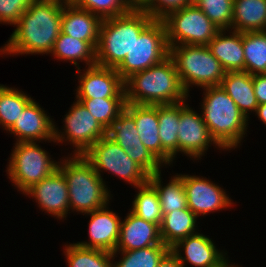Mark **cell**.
Instances as JSON below:
<instances>
[{
	"instance_id": "obj_5",
	"label": "cell",
	"mask_w": 266,
	"mask_h": 267,
	"mask_svg": "<svg viewBox=\"0 0 266 267\" xmlns=\"http://www.w3.org/2000/svg\"><path fill=\"white\" fill-rule=\"evenodd\" d=\"M68 158L59 162L58 169L68 184L70 209L86 214L107 206L110 193L103 178L83 155Z\"/></svg>"
},
{
	"instance_id": "obj_26",
	"label": "cell",
	"mask_w": 266,
	"mask_h": 267,
	"mask_svg": "<svg viewBox=\"0 0 266 267\" xmlns=\"http://www.w3.org/2000/svg\"><path fill=\"white\" fill-rule=\"evenodd\" d=\"M265 25L266 0H233V31H263Z\"/></svg>"
},
{
	"instance_id": "obj_44",
	"label": "cell",
	"mask_w": 266,
	"mask_h": 267,
	"mask_svg": "<svg viewBox=\"0 0 266 267\" xmlns=\"http://www.w3.org/2000/svg\"><path fill=\"white\" fill-rule=\"evenodd\" d=\"M63 5H76L80 0H58Z\"/></svg>"
},
{
	"instance_id": "obj_35",
	"label": "cell",
	"mask_w": 266,
	"mask_h": 267,
	"mask_svg": "<svg viewBox=\"0 0 266 267\" xmlns=\"http://www.w3.org/2000/svg\"><path fill=\"white\" fill-rule=\"evenodd\" d=\"M170 249V247L161 243L131 251H114L112 253L113 257L116 256L117 252H121L123 258L117 264L116 262L112 264V267H157Z\"/></svg>"
},
{
	"instance_id": "obj_14",
	"label": "cell",
	"mask_w": 266,
	"mask_h": 267,
	"mask_svg": "<svg viewBox=\"0 0 266 267\" xmlns=\"http://www.w3.org/2000/svg\"><path fill=\"white\" fill-rule=\"evenodd\" d=\"M183 185L187 207L197 217L212 211H219V209L222 210L233 204L221 187L206 178L183 175Z\"/></svg>"
},
{
	"instance_id": "obj_22",
	"label": "cell",
	"mask_w": 266,
	"mask_h": 267,
	"mask_svg": "<svg viewBox=\"0 0 266 267\" xmlns=\"http://www.w3.org/2000/svg\"><path fill=\"white\" fill-rule=\"evenodd\" d=\"M125 109L134 117L142 143L162 164V143L158 130V105L126 103Z\"/></svg>"
},
{
	"instance_id": "obj_43",
	"label": "cell",
	"mask_w": 266,
	"mask_h": 267,
	"mask_svg": "<svg viewBox=\"0 0 266 267\" xmlns=\"http://www.w3.org/2000/svg\"><path fill=\"white\" fill-rule=\"evenodd\" d=\"M256 114L258 115V118H260V120L263 122V124L265 123L266 125V103L258 105Z\"/></svg>"
},
{
	"instance_id": "obj_27",
	"label": "cell",
	"mask_w": 266,
	"mask_h": 267,
	"mask_svg": "<svg viewBox=\"0 0 266 267\" xmlns=\"http://www.w3.org/2000/svg\"><path fill=\"white\" fill-rule=\"evenodd\" d=\"M197 216L188 207L164 214L160 225V238L163 244L172 248L179 240L194 235Z\"/></svg>"
},
{
	"instance_id": "obj_3",
	"label": "cell",
	"mask_w": 266,
	"mask_h": 267,
	"mask_svg": "<svg viewBox=\"0 0 266 267\" xmlns=\"http://www.w3.org/2000/svg\"><path fill=\"white\" fill-rule=\"evenodd\" d=\"M154 19L144 10L103 19L96 48V64L116 69L125 59L140 33Z\"/></svg>"
},
{
	"instance_id": "obj_20",
	"label": "cell",
	"mask_w": 266,
	"mask_h": 267,
	"mask_svg": "<svg viewBox=\"0 0 266 267\" xmlns=\"http://www.w3.org/2000/svg\"><path fill=\"white\" fill-rule=\"evenodd\" d=\"M160 227L130 211L121 221L119 240L115 251H131L161 244Z\"/></svg>"
},
{
	"instance_id": "obj_37",
	"label": "cell",
	"mask_w": 266,
	"mask_h": 267,
	"mask_svg": "<svg viewBox=\"0 0 266 267\" xmlns=\"http://www.w3.org/2000/svg\"><path fill=\"white\" fill-rule=\"evenodd\" d=\"M76 6L88 10L102 20L122 16L131 11L124 0H80Z\"/></svg>"
},
{
	"instance_id": "obj_33",
	"label": "cell",
	"mask_w": 266,
	"mask_h": 267,
	"mask_svg": "<svg viewBox=\"0 0 266 267\" xmlns=\"http://www.w3.org/2000/svg\"><path fill=\"white\" fill-rule=\"evenodd\" d=\"M138 188L131 212L160 227L163 214L156 189L149 182Z\"/></svg>"
},
{
	"instance_id": "obj_25",
	"label": "cell",
	"mask_w": 266,
	"mask_h": 267,
	"mask_svg": "<svg viewBox=\"0 0 266 267\" xmlns=\"http://www.w3.org/2000/svg\"><path fill=\"white\" fill-rule=\"evenodd\" d=\"M220 86L234 100L247 119L249 111L256 112L258 103L251 74L246 71L226 72Z\"/></svg>"
},
{
	"instance_id": "obj_42",
	"label": "cell",
	"mask_w": 266,
	"mask_h": 267,
	"mask_svg": "<svg viewBox=\"0 0 266 267\" xmlns=\"http://www.w3.org/2000/svg\"><path fill=\"white\" fill-rule=\"evenodd\" d=\"M124 1L131 10H144L150 3V0H124Z\"/></svg>"
},
{
	"instance_id": "obj_24",
	"label": "cell",
	"mask_w": 266,
	"mask_h": 267,
	"mask_svg": "<svg viewBox=\"0 0 266 267\" xmlns=\"http://www.w3.org/2000/svg\"><path fill=\"white\" fill-rule=\"evenodd\" d=\"M180 102L158 105V130L162 143V163L171 164L178 153Z\"/></svg>"
},
{
	"instance_id": "obj_28",
	"label": "cell",
	"mask_w": 266,
	"mask_h": 267,
	"mask_svg": "<svg viewBox=\"0 0 266 267\" xmlns=\"http://www.w3.org/2000/svg\"><path fill=\"white\" fill-rule=\"evenodd\" d=\"M161 171L149 175L148 182L156 189L161 205L162 214L187 208L186 192L183 185V175L174 176L162 187Z\"/></svg>"
},
{
	"instance_id": "obj_16",
	"label": "cell",
	"mask_w": 266,
	"mask_h": 267,
	"mask_svg": "<svg viewBox=\"0 0 266 267\" xmlns=\"http://www.w3.org/2000/svg\"><path fill=\"white\" fill-rule=\"evenodd\" d=\"M24 194L31 195L43 211L58 219H63L70 211L68 184L59 169L39 183L32 185Z\"/></svg>"
},
{
	"instance_id": "obj_8",
	"label": "cell",
	"mask_w": 266,
	"mask_h": 267,
	"mask_svg": "<svg viewBox=\"0 0 266 267\" xmlns=\"http://www.w3.org/2000/svg\"><path fill=\"white\" fill-rule=\"evenodd\" d=\"M169 56L166 28L162 20L154 19L135 39L131 51L116 68L125 82L133 74L162 62Z\"/></svg>"
},
{
	"instance_id": "obj_4",
	"label": "cell",
	"mask_w": 266,
	"mask_h": 267,
	"mask_svg": "<svg viewBox=\"0 0 266 267\" xmlns=\"http://www.w3.org/2000/svg\"><path fill=\"white\" fill-rule=\"evenodd\" d=\"M204 89L201 112L211 137L221 148L235 149L248 129L247 117L221 86Z\"/></svg>"
},
{
	"instance_id": "obj_9",
	"label": "cell",
	"mask_w": 266,
	"mask_h": 267,
	"mask_svg": "<svg viewBox=\"0 0 266 267\" xmlns=\"http://www.w3.org/2000/svg\"><path fill=\"white\" fill-rule=\"evenodd\" d=\"M36 142H16L10 156L9 179L21 192L39 183L58 169L59 162H54Z\"/></svg>"
},
{
	"instance_id": "obj_29",
	"label": "cell",
	"mask_w": 266,
	"mask_h": 267,
	"mask_svg": "<svg viewBox=\"0 0 266 267\" xmlns=\"http://www.w3.org/2000/svg\"><path fill=\"white\" fill-rule=\"evenodd\" d=\"M51 54L57 59L70 60L77 66V60L86 61V65H96V50L87 42L78 38H73L65 33L60 32L54 42Z\"/></svg>"
},
{
	"instance_id": "obj_12",
	"label": "cell",
	"mask_w": 266,
	"mask_h": 267,
	"mask_svg": "<svg viewBox=\"0 0 266 267\" xmlns=\"http://www.w3.org/2000/svg\"><path fill=\"white\" fill-rule=\"evenodd\" d=\"M107 136L126 151L149 175L160 172L162 165L139 138L134 117L124 109L107 130Z\"/></svg>"
},
{
	"instance_id": "obj_7",
	"label": "cell",
	"mask_w": 266,
	"mask_h": 267,
	"mask_svg": "<svg viewBox=\"0 0 266 267\" xmlns=\"http://www.w3.org/2000/svg\"><path fill=\"white\" fill-rule=\"evenodd\" d=\"M168 46L208 45L220 31L195 4L170 12L162 19Z\"/></svg>"
},
{
	"instance_id": "obj_34",
	"label": "cell",
	"mask_w": 266,
	"mask_h": 267,
	"mask_svg": "<svg viewBox=\"0 0 266 267\" xmlns=\"http://www.w3.org/2000/svg\"><path fill=\"white\" fill-rule=\"evenodd\" d=\"M65 255L69 267H112L111 259L114 260L111 252L85 248L77 243L65 247Z\"/></svg>"
},
{
	"instance_id": "obj_39",
	"label": "cell",
	"mask_w": 266,
	"mask_h": 267,
	"mask_svg": "<svg viewBox=\"0 0 266 267\" xmlns=\"http://www.w3.org/2000/svg\"><path fill=\"white\" fill-rule=\"evenodd\" d=\"M193 0H150L144 9L153 19L162 20L170 12L191 4Z\"/></svg>"
},
{
	"instance_id": "obj_15",
	"label": "cell",
	"mask_w": 266,
	"mask_h": 267,
	"mask_svg": "<svg viewBox=\"0 0 266 267\" xmlns=\"http://www.w3.org/2000/svg\"><path fill=\"white\" fill-rule=\"evenodd\" d=\"M83 71L76 98H126L124 81L116 69L96 64Z\"/></svg>"
},
{
	"instance_id": "obj_13",
	"label": "cell",
	"mask_w": 266,
	"mask_h": 267,
	"mask_svg": "<svg viewBox=\"0 0 266 267\" xmlns=\"http://www.w3.org/2000/svg\"><path fill=\"white\" fill-rule=\"evenodd\" d=\"M177 131L178 152L181 151L190 158H201L212 143L221 148L211 137L203 116L188 107L185 101L180 102V121Z\"/></svg>"
},
{
	"instance_id": "obj_31",
	"label": "cell",
	"mask_w": 266,
	"mask_h": 267,
	"mask_svg": "<svg viewBox=\"0 0 266 267\" xmlns=\"http://www.w3.org/2000/svg\"><path fill=\"white\" fill-rule=\"evenodd\" d=\"M32 100L24 92L0 84V125L8 131Z\"/></svg>"
},
{
	"instance_id": "obj_45",
	"label": "cell",
	"mask_w": 266,
	"mask_h": 267,
	"mask_svg": "<svg viewBox=\"0 0 266 267\" xmlns=\"http://www.w3.org/2000/svg\"><path fill=\"white\" fill-rule=\"evenodd\" d=\"M223 267H238V266H233V265H229V263L227 262Z\"/></svg>"
},
{
	"instance_id": "obj_38",
	"label": "cell",
	"mask_w": 266,
	"mask_h": 267,
	"mask_svg": "<svg viewBox=\"0 0 266 267\" xmlns=\"http://www.w3.org/2000/svg\"><path fill=\"white\" fill-rule=\"evenodd\" d=\"M33 0H0V22L14 25Z\"/></svg>"
},
{
	"instance_id": "obj_10",
	"label": "cell",
	"mask_w": 266,
	"mask_h": 267,
	"mask_svg": "<svg viewBox=\"0 0 266 267\" xmlns=\"http://www.w3.org/2000/svg\"><path fill=\"white\" fill-rule=\"evenodd\" d=\"M83 156L100 177L101 169L109 171L137 189L149 180V174L107 135L94 143Z\"/></svg>"
},
{
	"instance_id": "obj_36",
	"label": "cell",
	"mask_w": 266,
	"mask_h": 267,
	"mask_svg": "<svg viewBox=\"0 0 266 267\" xmlns=\"http://www.w3.org/2000/svg\"><path fill=\"white\" fill-rule=\"evenodd\" d=\"M203 13L219 28L231 29L233 0H193Z\"/></svg>"
},
{
	"instance_id": "obj_21",
	"label": "cell",
	"mask_w": 266,
	"mask_h": 267,
	"mask_svg": "<svg viewBox=\"0 0 266 267\" xmlns=\"http://www.w3.org/2000/svg\"><path fill=\"white\" fill-rule=\"evenodd\" d=\"M102 19L76 5H64L61 17V32L73 38L87 41L95 50L99 41Z\"/></svg>"
},
{
	"instance_id": "obj_41",
	"label": "cell",
	"mask_w": 266,
	"mask_h": 267,
	"mask_svg": "<svg viewBox=\"0 0 266 267\" xmlns=\"http://www.w3.org/2000/svg\"><path fill=\"white\" fill-rule=\"evenodd\" d=\"M157 267H183L176 253L170 249L161 259Z\"/></svg>"
},
{
	"instance_id": "obj_18",
	"label": "cell",
	"mask_w": 266,
	"mask_h": 267,
	"mask_svg": "<svg viewBox=\"0 0 266 267\" xmlns=\"http://www.w3.org/2000/svg\"><path fill=\"white\" fill-rule=\"evenodd\" d=\"M102 207L86 213L91 215L89 222V242H77L85 248L99 249L113 253L119 240L121 220L116 213Z\"/></svg>"
},
{
	"instance_id": "obj_17",
	"label": "cell",
	"mask_w": 266,
	"mask_h": 267,
	"mask_svg": "<svg viewBox=\"0 0 266 267\" xmlns=\"http://www.w3.org/2000/svg\"><path fill=\"white\" fill-rule=\"evenodd\" d=\"M52 122L40 105L32 100L8 131L18 137L17 142H54L55 124Z\"/></svg>"
},
{
	"instance_id": "obj_40",
	"label": "cell",
	"mask_w": 266,
	"mask_h": 267,
	"mask_svg": "<svg viewBox=\"0 0 266 267\" xmlns=\"http://www.w3.org/2000/svg\"><path fill=\"white\" fill-rule=\"evenodd\" d=\"M253 87L258 105L266 103V74L253 75Z\"/></svg>"
},
{
	"instance_id": "obj_32",
	"label": "cell",
	"mask_w": 266,
	"mask_h": 267,
	"mask_svg": "<svg viewBox=\"0 0 266 267\" xmlns=\"http://www.w3.org/2000/svg\"><path fill=\"white\" fill-rule=\"evenodd\" d=\"M107 131L125 109L126 98H77Z\"/></svg>"
},
{
	"instance_id": "obj_23",
	"label": "cell",
	"mask_w": 266,
	"mask_h": 267,
	"mask_svg": "<svg viewBox=\"0 0 266 267\" xmlns=\"http://www.w3.org/2000/svg\"><path fill=\"white\" fill-rule=\"evenodd\" d=\"M225 32L220 30L207 46L225 72L244 71L242 32L233 31L230 36H226Z\"/></svg>"
},
{
	"instance_id": "obj_1",
	"label": "cell",
	"mask_w": 266,
	"mask_h": 267,
	"mask_svg": "<svg viewBox=\"0 0 266 267\" xmlns=\"http://www.w3.org/2000/svg\"><path fill=\"white\" fill-rule=\"evenodd\" d=\"M63 6L58 0H33L0 52L13 55L51 53L61 32Z\"/></svg>"
},
{
	"instance_id": "obj_11",
	"label": "cell",
	"mask_w": 266,
	"mask_h": 267,
	"mask_svg": "<svg viewBox=\"0 0 266 267\" xmlns=\"http://www.w3.org/2000/svg\"><path fill=\"white\" fill-rule=\"evenodd\" d=\"M71 107L64 118L65 135H60L61 132L55 127L54 141L68 140L76 148L74 155H83L94 143L105 137L107 131L81 102L76 100Z\"/></svg>"
},
{
	"instance_id": "obj_6",
	"label": "cell",
	"mask_w": 266,
	"mask_h": 267,
	"mask_svg": "<svg viewBox=\"0 0 266 267\" xmlns=\"http://www.w3.org/2000/svg\"><path fill=\"white\" fill-rule=\"evenodd\" d=\"M169 56L187 94L192 85L220 86L226 73L207 45L169 46Z\"/></svg>"
},
{
	"instance_id": "obj_19",
	"label": "cell",
	"mask_w": 266,
	"mask_h": 267,
	"mask_svg": "<svg viewBox=\"0 0 266 267\" xmlns=\"http://www.w3.org/2000/svg\"><path fill=\"white\" fill-rule=\"evenodd\" d=\"M178 248H183L185 257H182L179 253L181 249ZM171 249L176 253L183 267L186 262L196 267H223L228 262L212 240L200 233L179 240Z\"/></svg>"
},
{
	"instance_id": "obj_30",
	"label": "cell",
	"mask_w": 266,
	"mask_h": 267,
	"mask_svg": "<svg viewBox=\"0 0 266 267\" xmlns=\"http://www.w3.org/2000/svg\"><path fill=\"white\" fill-rule=\"evenodd\" d=\"M245 67L249 74H266V33L242 32Z\"/></svg>"
},
{
	"instance_id": "obj_2",
	"label": "cell",
	"mask_w": 266,
	"mask_h": 267,
	"mask_svg": "<svg viewBox=\"0 0 266 267\" xmlns=\"http://www.w3.org/2000/svg\"><path fill=\"white\" fill-rule=\"evenodd\" d=\"M126 103L137 105L176 104L187 99L175 63L170 56L137 72L124 82Z\"/></svg>"
}]
</instances>
